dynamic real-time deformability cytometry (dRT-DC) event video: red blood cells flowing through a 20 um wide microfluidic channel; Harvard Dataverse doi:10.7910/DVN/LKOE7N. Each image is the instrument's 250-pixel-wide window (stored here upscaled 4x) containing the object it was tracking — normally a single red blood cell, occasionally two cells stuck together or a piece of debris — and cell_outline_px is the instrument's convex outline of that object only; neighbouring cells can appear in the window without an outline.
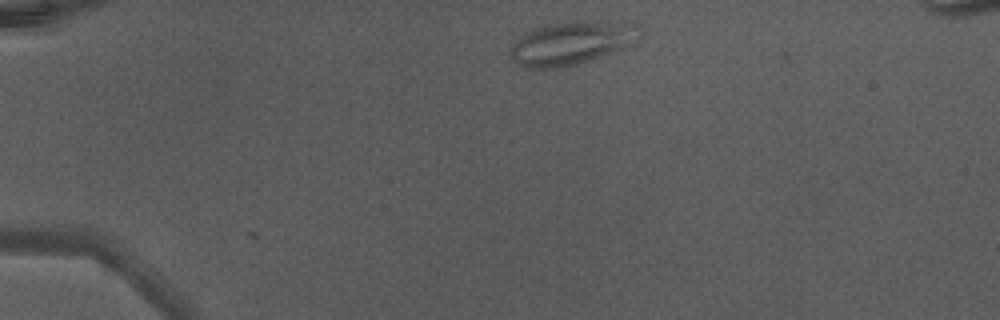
{"species": "Egyptian fruit bat (a non-hibernating species)", "species_latin": "Rousettus aegyptiacus", "temperature_condition": "warm", "stored_images_in_passage": 2, "camera_frame_rate_fps": 3000, "um_per_image_px": 0.085, "animal": {"sex": "male"}, "frame": {"image": 1, "passage_image": 2, "time_ms": 0.333, "image_size_px": [1000, 320], "cell_outline_px": [[644, 32], [640, 40], [632, 44], [600, 56], [576, 64], [556, 68], [524, 68], [512, 56], [512, 44], [528, 32], [544, 24], [580, 20], [596, 20], [640, 24]], "centroid_in_image_um": [48.7, 3.61], "position_along_channel_um": 36.3, "area_um2": 32.6}}